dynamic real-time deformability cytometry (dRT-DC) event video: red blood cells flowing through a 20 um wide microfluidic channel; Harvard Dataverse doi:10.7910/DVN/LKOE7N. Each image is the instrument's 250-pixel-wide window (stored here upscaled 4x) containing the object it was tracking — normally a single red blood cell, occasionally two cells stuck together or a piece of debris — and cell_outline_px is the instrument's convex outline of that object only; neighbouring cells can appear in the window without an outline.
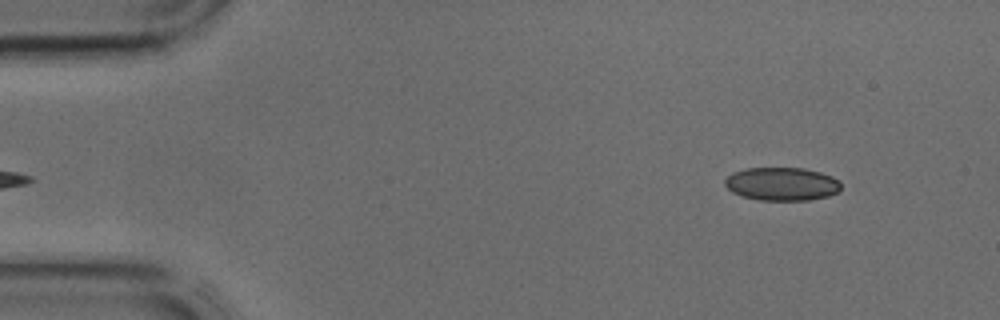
{"species": "common noctule bat (a hibernating species)", "species_latin": "Nyctalus noctula", "temperature_condition": "cold", "stored_images_in_passage": 41, "camera_frame_rate_fps": 3000, "um_per_image_px": 0.085, "animal": {"sex": "male", "body_mass_g": 17.9, "forearm_length_mm": 54.2}, "frame": {"image": 1, "passage_image": 3, "time_ms": 0.667, "image_size_px": [1000, 320], "cell_outline_px": [[840, 192], [828, 196], [808, 200], [760, 200], [744, 196], [732, 192], [724, 184], [724, 180], [732, 172], [744, 168], [804, 168], [820, 172], [832, 176], [840, 180]], "centroid_in_image_um": [66.47, 15.63], "position_along_channel_um": 18.5, "area_um2": 22.6}}
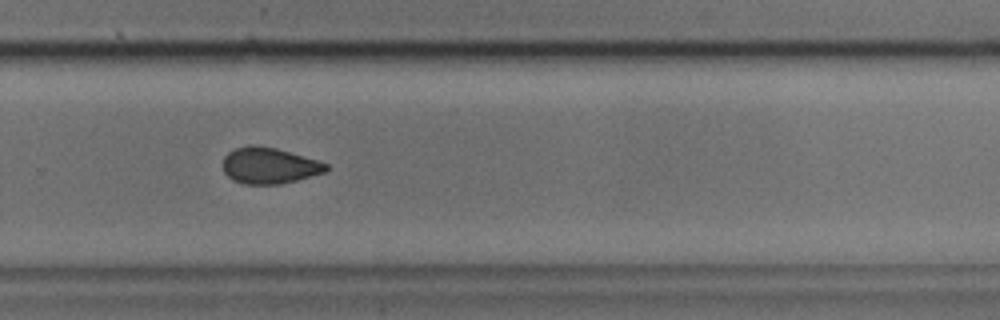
{"frame": {"image": 2, "passage_image": 27, "time_ms": 8.667, "image_size_px": [1000, 320], "cell_outline_px": [[328, 168], [324, 172], [296, 180], [280, 184], [244, 184], [232, 180], [224, 172], [224, 156], [228, 152], [236, 148], [248, 144], [252, 144], [276, 148], [316, 160], [328, 164]], "centroid_in_image_um": [22.85, 14.07], "position_along_channel_um": 307.0, "area_um2": 21.56}}
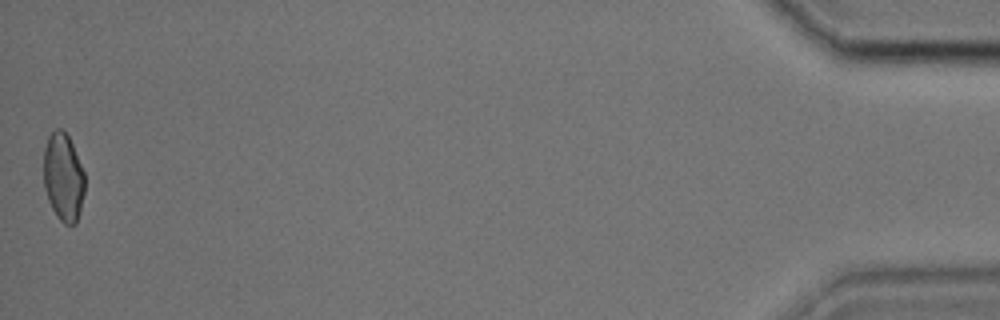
{"frame": {"image": 3, "passage_image": 41, "time_ms": 13.333, "image_size_px": [1000, 320], "cell_outline_px": [[84, 192], [80, 212], [76, 224], [64, 224], [56, 216], [48, 200], [44, 188], [44, 148], [48, 136], [56, 128], [60, 128], [68, 136], [72, 144], [84, 172]], "centroid_in_image_um": [5.37, 15.08], "position_along_channel_um": 429.8, "area_um2": 21.1}}